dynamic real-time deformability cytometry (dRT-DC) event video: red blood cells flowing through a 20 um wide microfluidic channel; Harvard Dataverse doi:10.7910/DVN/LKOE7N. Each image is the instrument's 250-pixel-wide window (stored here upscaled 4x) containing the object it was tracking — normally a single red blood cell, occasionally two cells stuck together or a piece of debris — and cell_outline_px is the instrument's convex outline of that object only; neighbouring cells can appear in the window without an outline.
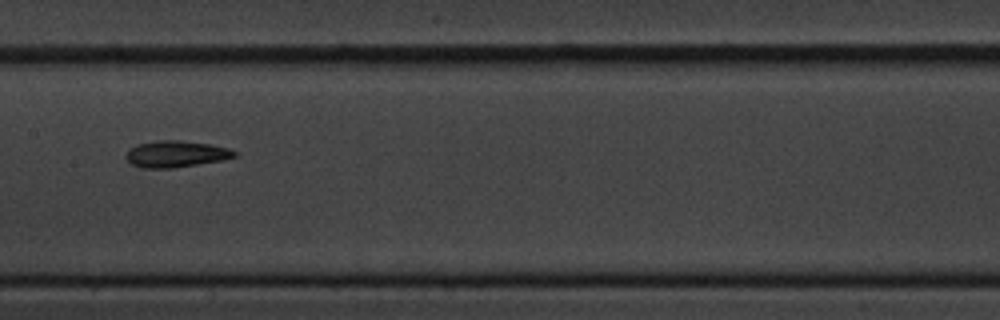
{"species": "common noctule bat (a hibernating species)", "species_latin": "Nyctalus noctula", "temperature_condition": "cold", "stored_images_in_passage": 11, "camera_frame_rate_fps": 3000, "um_per_image_px": 0.085, "animal": {"sex": "male", "body_mass_g": 20.1, "forearm_length_mm": 53.5}, "frame": {"image": 1, "passage_image": 4, "time_ms": 3.667, "image_size_px": [1000, 320], "cell_outline_px": [[240, 152], [236, 156], [224, 160], [172, 168], [144, 168], [132, 164], [124, 156], [128, 148], [136, 144], [160, 140], [180, 140], [208, 144], [228, 148]], "centroid_in_image_um": [14.95, 13.08], "position_along_channel_um": 192.4, "area_um2": 16.88}}
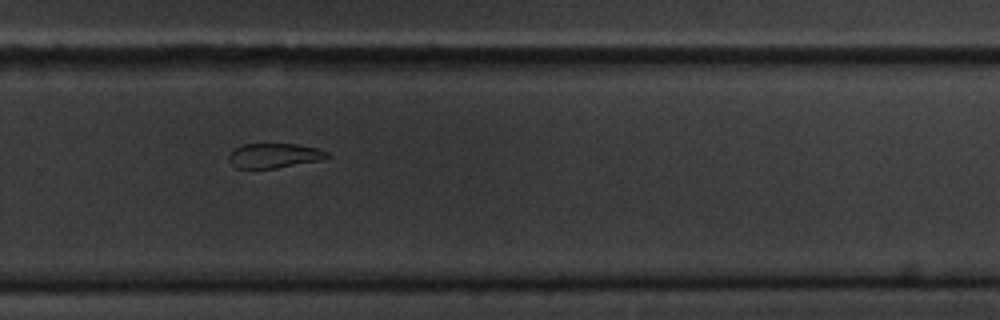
{"frame": {"image": 2, "passage_image": 7, "time_ms": 7.0, "image_size_px": [1000, 320], "cell_outline_px": [[332, 156], [320, 160], [276, 168], [236, 168], [228, 160], [228, 156], [236, 148], [244, 144], [296, 144], [320, 148], [328, 152]], "centroid_in_image_um": [23.35, 13.22], "position_along_channel_um": 306.5, "area_um2": 14.1}}
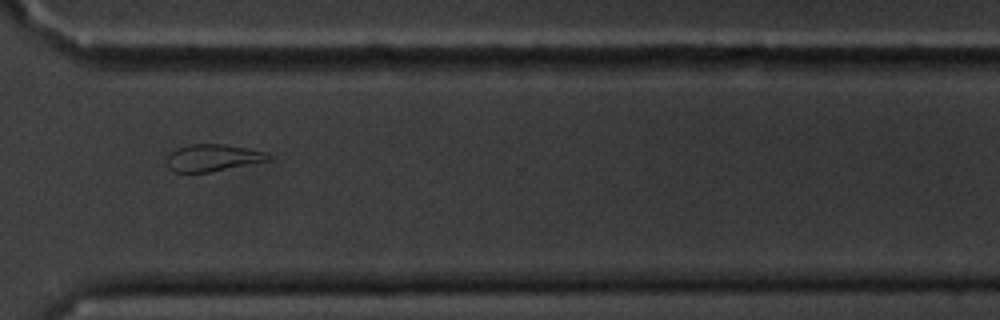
{"frame": {"image": 3, "passage_image": 8, "time_ms": 8.333, "image_size_px": [1000, 320], "cell_outline_px": [[272, 160], [208, 172], [172, 172], [168, 164], [168, 152], [176, 148], [188, 144], [224, 144], [248, 148], [264, 152]], "centroid_in_image_um": [18.05, 13.4], "position_along_channel_um": 352.6, "area_um2": 15.9}, "authors_computed_cell_mechanics": {"area_um2": 16.8776, "velocity_mm_per_s": 3.4382, "shape_relaxation_time_tau1_ms": 2.7966, "shape_relaxation_time_tau2_ms": null, "deformation_change_tau1": 0.0739, "deformation_change_tau2": null}}